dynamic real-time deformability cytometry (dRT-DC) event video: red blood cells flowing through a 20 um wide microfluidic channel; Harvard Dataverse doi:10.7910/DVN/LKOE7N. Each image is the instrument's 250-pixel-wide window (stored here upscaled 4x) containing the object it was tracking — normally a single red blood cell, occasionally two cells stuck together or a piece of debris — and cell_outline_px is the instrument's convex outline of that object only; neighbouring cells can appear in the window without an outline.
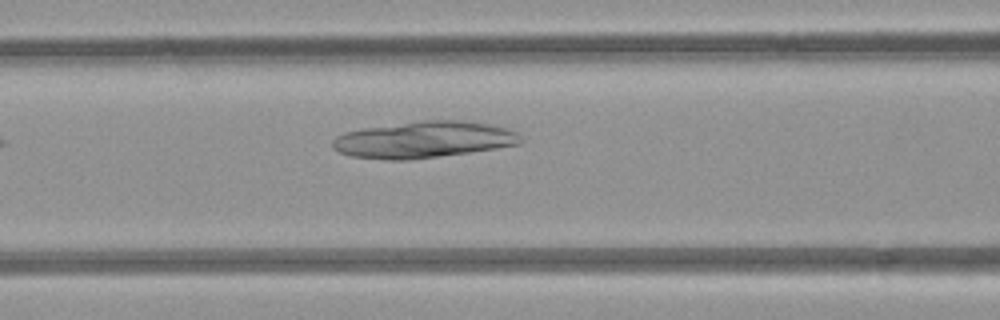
{"species": "common noctule bat (a hibernating species)", "species_latin": "Nyctalus noctula", "temperature_condition": "room temperature", "stored_images_in_passage": 6, "camera_frame_rate_fps": 3000, "um_per_image_px": 0.085, "animal": {"sex": "female", "body_mass_g": 21.9}, "frame": {"image": 1, "passage_image": 6, "time_ms": 6.0, "image_size_px": [1000, 320], "cell_outline_px": [[524, 140], [520, 144], [496, 148], [468, 152], [408, 160], [384, 160], [352, 156], [340, 152], [332, 148], [332, 140], [336, 136], [344, 132], [364, 128], [424, 120], [464, 120], [488, 124], [504, 128], [516, 132]], "centroid_in_image_um": [35.99, 11.87], "position_along_channel_um": 130.6, "area_um2": 39.88}}